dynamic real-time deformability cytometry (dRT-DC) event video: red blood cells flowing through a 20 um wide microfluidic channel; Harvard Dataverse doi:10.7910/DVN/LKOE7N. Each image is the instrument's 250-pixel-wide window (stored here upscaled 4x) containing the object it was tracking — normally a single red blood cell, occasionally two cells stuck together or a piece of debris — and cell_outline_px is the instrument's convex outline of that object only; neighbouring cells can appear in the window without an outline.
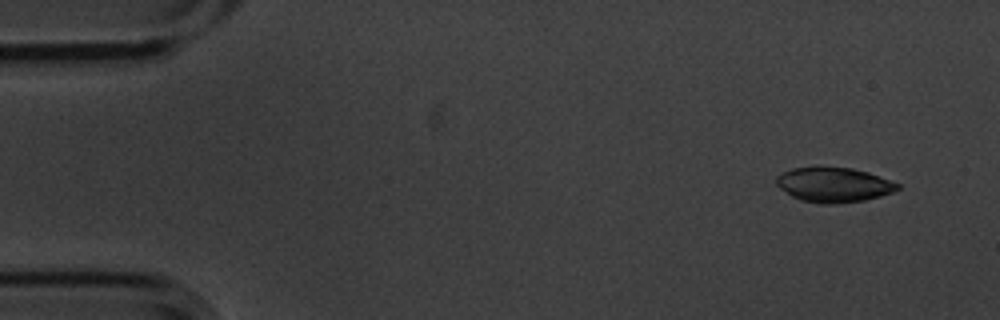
{"species": "common noctule bat (a hibernating species)", "species_latin": "Nyctalus noctula", "temperature_condition": "cold", "stored_images_in_passage": 8, "camera_frame_rate_fps": 3000, "um_per_image_px": 0.085, "animal": {"sex": "male", "body_mass_g": 20.1, "forearm_length_mm": 53.5}, "frame": {"image": 1, "passage_image": 1, "time_ms": 0.0, "image_size_px": [1000, 320], "cell_outline_px": [[900, 188], [892, 192], [880, 196], [864, 200], [832, 204], [820, 204], [800, 200], [792, 196], [780, 188], [776, 184], [776, 176], [792, 168], [820, 164], [852, 168], [868, 172], [900, 184]], "centroid_in_image_um": [70.83, 15.67], "position_along_channel_um": 14.2, "area_um2": 25.09}}
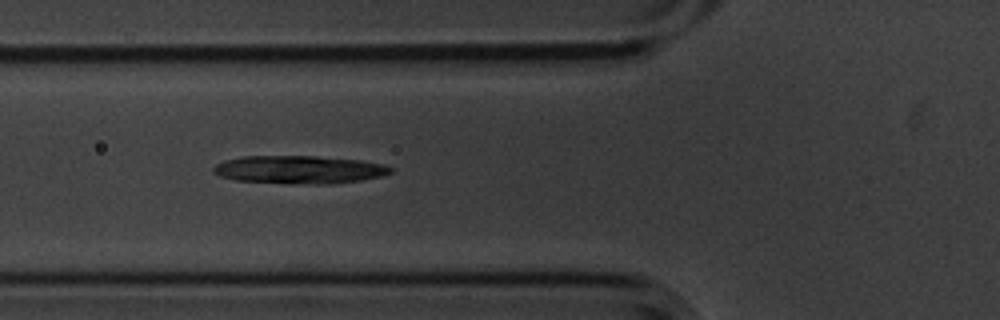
{"frame": {"image": 2, "passage_image": 5, "time_ms": 1.333, "image_size_px": [1000, 320], "cell_outline_px": [[392, 172], [380, 176], [360, 180], [328, 184], [288, 184], [236, 180], [220, 176], [212, 172], [212, 168], [216, 164], [224, 160], [244, 156], [316, 156], [360, 160], [384, 164], [392, 168]], "centroid_in_image_um": [25.4, 14.42], "position_along_channel_um": 100.4, "area_um2": 29.02}}
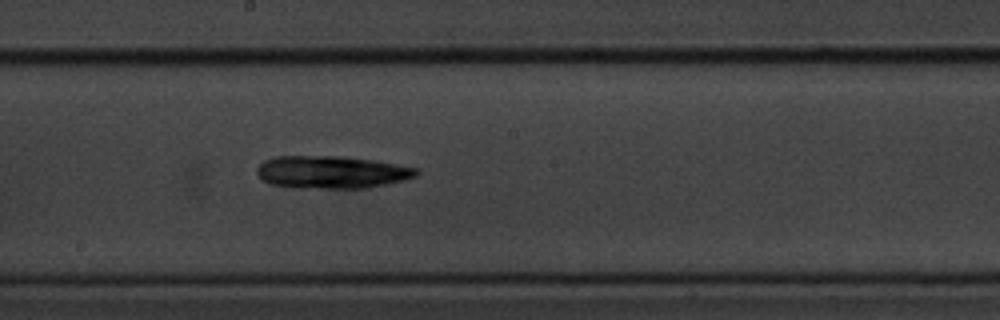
{"frame": {"image": 3, "passage_image": 8, "time_ms": 2.333, "image_size_px": [1000, 320], "cell_outline_px": [[420, 172], [416, 176], [404, 180], [364, 188], [292, 188], [268, 184], [256, 172], [256, 168], [264, 160], [276, 156], [340, 156], [372, 160], [396, 164], [416, 168]], "centroid_in_image_um": [28.14, 14.63], "position_along_channel_um": 220.1, "area_um2": 30.29}}